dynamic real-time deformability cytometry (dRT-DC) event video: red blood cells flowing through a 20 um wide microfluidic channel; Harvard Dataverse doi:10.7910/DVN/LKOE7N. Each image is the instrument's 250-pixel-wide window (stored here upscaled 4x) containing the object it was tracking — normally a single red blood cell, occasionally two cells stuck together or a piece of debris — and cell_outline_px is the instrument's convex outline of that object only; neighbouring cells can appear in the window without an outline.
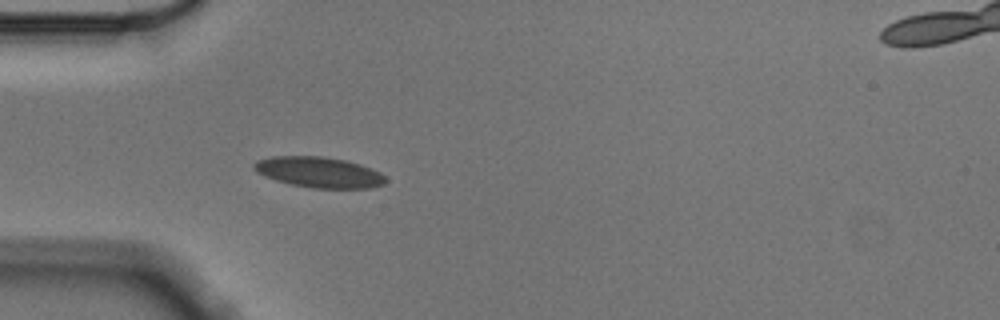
{"species": "Egyptian fruit bat (a non-hibernating species)", "species_latin": "Rousettus aegyptiacus", "temperature_condition": "cold", "stored_images_in_passage": 41, "camera_frame_rate_fps": 3000, "um_per_image_px": 0.085, "animal": {"sex": "male"}, "frame": {"image": 1, "passage_image": 1, "time_ms": 0.0, "image_size_px": [1000, 320], "cell_outline_px": [[388, 180], [384, 184], [372, 188], [312, 188], [292, 184], [276, 180], [264, 176], [256, 172], [252, 168], [252, 164], [256, 160], [272, 156], [324, 156], [344, 160], [360, 164], [372, 168], [380, 172]], "centroid_in_image_um": [27.11, 14.63], "position_along_channel_um": 57.9, "area_um2": 23.7}}
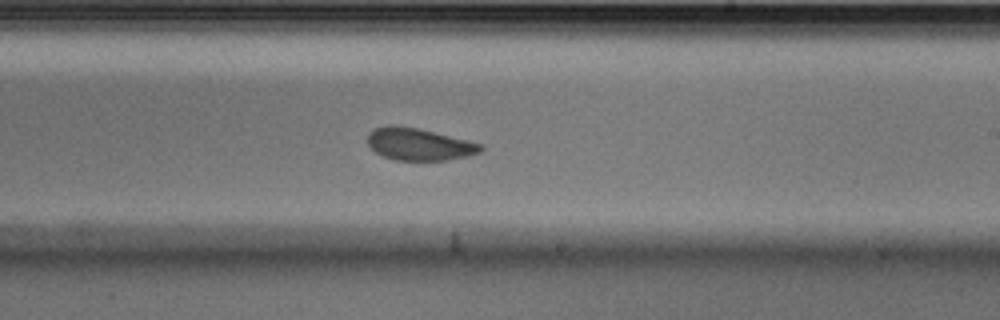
{"frame": {"image": 2, "passage_image": 18, "time_ms": 5.667, "image_size_px": [1000, 320], "cell_outline_px": [[484, 148], [480, 152], [468, 156], [448, 160], [396, 160], [384, 156], [376, 152], [368, 144], [368, 132], [376, 128], [388, 124], [392, 124], [416, 128], [484, 144]], "centroid_in_image_um": [35.63, 12.26], "position_along_channel_um": 253.4, "area_um2": 21.1}}
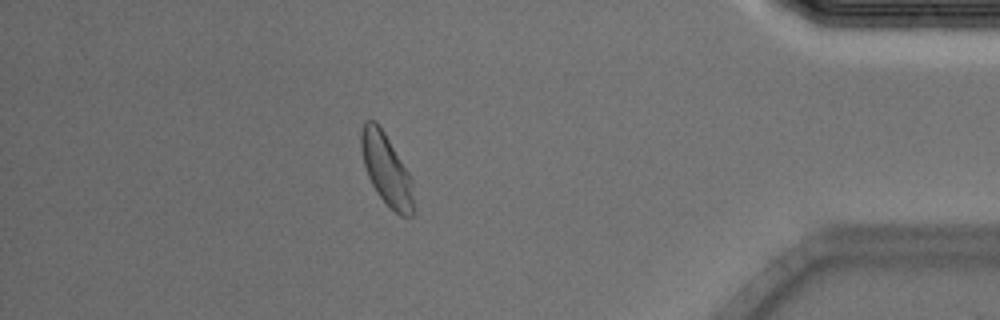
{"frame": {"image": 3, "passage_image": 34, "time_ms": 11.0, "image_size_px": [1000, 320], "cell_outline_px": [[416, 208], [412, 216], [400, 216], [380, 196], [372, 184], [368, 176], [364, 164], [360, 148], [360, 132], [364, 120], [376, 120], [380, 124], [408, 172], [412, 180]], "centroid_in_image_um": [32.86, 14.38], "position_along_channel_um": 402.3, "area_um2": 22.02}, "authors_computed_cell_mechanics": {"area_um2": 22.253, "velocity_mm_per_s": 3.5218, "shape_relaxation_time_tau1_ms": 4.0714, "shape_relaxation_time_tau2_ms": 1.5866, "deformation_change_tau1": 0.1074, "deformation_change_tau2": 0.0663}}